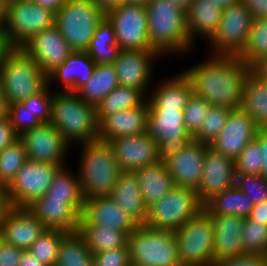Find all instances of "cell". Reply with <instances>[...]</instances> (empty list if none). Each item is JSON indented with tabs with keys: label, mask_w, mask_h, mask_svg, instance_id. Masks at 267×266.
<instances>
[{
	"label": "cell",
	"mask_w": 267,
	"mask_h": 266,
	"mask_svg": "<svg viewBox=\"0 0 267 266\" xmlns=\"http://www.w3.org/2000/svg\"><path fill=\"white\" fill-rule=\"evenodd\" d=\"M194 93L211 106L239 109L251 67L237 56L210 55L207 60L183 71Z\"/></svg>",
	"instance_id": "6da1fadb"
},
{
	"label": "cell",
	"mask_w": 267,
	"mask_h": 266,
	"mask_svg": "<svg viewBox=\"0 0 267 266\" xmlns=\"http://www.w3.org/2000/svg\"><path fill=\"white\" fill-rule=\"evenodd\" d=\"M50 123L70 146L75 142L83 144L98 139L96 108L76 92L53 91Z\"/></svg>",
	"instance_id": "7a4b0ae2"
},
{
	"label": "cell",
	"mask_w": 267,
	"mask_h": 266,
	"mask_svg": "<svg viewBox=\"0 0 267 266\" xmlns=\"http://www.w3.org/2000/svg\"><path fill=\"white\" fill-rule=\"evenodd\" d=\"M80 145L82 158L77 173L84 199L110 196L123 172L117 164L111 144L97 139Z\"/></svg>",
	"instance_id": "3957f363"
},
{
	"label": "cell",
	"mask_w": 267,
	"mask_h": 266,
	"mask_svg": "<svg viewBox=\"0 0 267 266\" xmlns=\"http://www.w3.org/2000/svg\"><path fill=\"white\" fill-rule=\"evenodd\" d=\"M151 46L160 54H184L192 44L186 27V13L169 0H151L145 7Z\"/></svg>",
	"instance_id": "277c9868"
},
{
	"label": "cell",
	"mask_w": 267,
	"mask_h": 266,
	"mask_svg": "<svg viewBox=\"0 0 267 266\" xmlns=\"http://www.w3.org/2000/svg\"><path fill=\"white\" fill-rule=\"evenodd\" d=\"M0 84L11 105L41 92L48 76L21 48H13L0 66Z\"/></svg>",
	"instance_id": "5b68a950"
},
{
	"label": "cell",
	"mask_w": 267,
	"mask_h": 266,
	"mask_svg": "<svg viewBox=\"0 0 267 266\" xmlns=\"http://www.w3.org/2000/svg\"><path fill=\"white\" fill-rule=\"evenodd\" d=\"M131 265L182 266L174 233L140 224L127 238Z\"/></svg>",
	"instance_id": "8992f818"
},
{
	"label": "cell",
	"mask_w": 267,
	"mask_h": 266,
	"mask_svg": "<svg viewBox=\"0 0 267 266\" xmlns=\"http://www.w3.org/2000/svg\"><path fill=\"white\" fill-rule=\"evenodd\" d=\"M105 12L93 0H68L56 13L55 25L74 51H86Z\"/></svg>",
	"instance_id": "52a82bcc"
},
{
	"label": "cell",
	"mask_w": 267,
	"mask_h": 266,
	"mask_svg": "<svg viewBox=\"0 0 267 266\" xmlns=\"http://www.w3.org/2000/svg\"><path fill=\"white\" fill-rule=\"evenodd\" d=\"M173 233L182 266H215L214 226L212 216L204 208Z\"/></svg>",
	"instance_id": "ba28073f"
},
{
	"label": "cell",
	"mask_w": 267,
	"mask_h": 266,
	"mask_svg": "<svg viewBox=\"0 0 267 266\" xmlns=\"http://www.w3.org/2000/svg\"><path fill=\"white\" fill-rule=\"evenodd\" d=\"M55 25V12L32 0H9L4 31L13 48H21L34 35Z\"/></svg>",
	"instance_id": "9c48e42d"
},
{
	"label": "cell",
	"mask_w": 267,
	"mask_h": 266,
	"mask_svg": "<svg viewBox=\"0 0 267 266\" xmlns=\"http://www.w3.org/2000/svg\"><path fill=\"white\" fill-rule=\"evenodd\" d=\"M203 208L195 189L175 186L148 208L144 224L156 229L175 231Z\"/></svg>",
	"instance_id": "30bf717a"
},
{
	"label": "cell",
	"mask_w": 267,
	"mask_h": 266,
	"mask_svg": "<svg viewBox=\"0 0 267 266\" xmlns=\"http://www.w3.org/2000/svg\"><path fill=\"white\" fill-rule=\"evenodd\" d=\"M62 166L27 160L17 172L14 180L5 189L13 207L27 208L44 196L56 171Z\"/></svg>",
	"instance_id": "8fae6325"
},
{
	"label": "cell",
	"mask_w": 267,
	"mask_h": 266,
	"mask_svg": "<svg viewBox=\"0 0 267 266\" xmlns=\"http://www.w3.org/2000/svg\"><path fill=\"white\" fill-rule=\"evenodd\" d=\"M115 30L119 50H155L148 35L146 8L123 3L105 13Z\"/></svg>",
	"instance_id": "7c38bea8"
},
{
	"label": "cell",
	"mask_w": 267,
	"mask_h": 266,
	"mask_svg": "<svg viewBox=\"0 0 267 266\" xmlns=\"http://www.w3.org/2000/svg\"><path fill=\"white\" fill-rule=\"evenodd\" d=\"M252 21L242 2L223 8L219 28L209 41L211 54L238 56L247 44Z\"/></svg>",
	"instance_id": "4fadbf2b"
},
{
	"label": "cell",
	"mask_w": 267,
	"mask_h": 266,
	"mask_svg": "<svg viewBox=\"0 0 267 266\" xmlns=\"http://www.w3.org/2000/svg\"><path fill=\"white\" fill-rule=\"evenodd\" d=\"M146 133L158 144L162 155L192 139L185 127L183 110L171 107H149Z\"/></svg>",
	"instance_id": "5bb4252c"
},
{
	"label": "cell",
	"mask_w": 267,
	"mask_h": 266,
	"mask_svg": "<svg viewBox=\"0 0 267 266\" xmlns=\"http://www.w3.org/2000/svg\"><path fill=\"white\" fill-rule=\"evenodd\" d=\"M206 146L191 139L184 146L163 154L162 159L175 186L197 189L202 178Z\"/></svg>",
	"instance_id": "9a60e30c"
},
{
	"label": "cell",
	"mask_w": 267,
	"mask_h": 266,
	"mask_svg": "<svg viewBox=\"0 0 267 266\" xmlns=\"http://www.w3.org/2000/svg\"><path fill=\"white\" fill-rule=\"evenodd\" d=\"M27 158L31 161L65 166L70 145L60 132L50 123H40L37 127L20 135Z\"/></svg>",
	"instance_id": "2e32d148"
},
{
	"label": "cell",
	"mask_w": 267,
	"mask_h": 266,
	"mask_svg": "<svg viewBox=\"0 0 267 266\" xmlns=\"http://www.w3.org/2000/svg\"><path fill=\"white\" fill-rule=\"evenodd\" d=\"M21 49L47 76L74 52L56 25L34 35Z\"/></svg>",
	"instance_id": "e0dca14e"
},
{
	"label": "cell",
	"mask_w": 267,
	"mask_h": 266,
	"mask_svg": "<svg viewBox=\"0 0 267 266\" xmlns=\"http://www.w3.org/2000/svg\"><path fill=\"white\" fill-rule=\"evenodd\" d=\"M122 171L135 172L159 162L163 155L158 144L147 133L123 136L109 141Z\"/></svg>",
	"instance_id": "ac0fdd59"
},
{
	"label": "cell",
	"mask_w": 267,
	"mask_h": 266,
	"mask_svg": "<svg viewBox=\"0 0 267 266\" xmlns=\"http://www.w3.org/2000/svg\"><path fill=\"white\" fill-rule=\"evenodd\" d=\"M235 160L206 146L204 168L196 189L198 200L204 206L215 195L235 186Z\"/></svg>",
	"instance_id": "d6986e66"
},
{
	"label": "cell",
	"mask_w": 267,
	"mask_h": 266,
	"mask_svg": "<svg viewBox=\"0 0 267 266\" xmlns=\"http://www.w3.org/2000/svg\"><path fill=\"white\" fill-rule=\"evenodd\" d=\"M156 50H119L113 65L120 86L140 89L145 95L153 82V60Z\"/></svg>",
	"instance_id": "ffe728a7"
},
{
	"label": "cell",
	"mask_w": 267,
	"mask_h": 266,
	"mask_svg": "<svg viewBox=\"0 0 267 266\" xmlns=\"http://www.w3.org/2000/svg\"><path fill=\"white\" fill-rule=\"evenodd\" d=\"M260 129L244 110L232 109L224 128L209 147L235 160L242 150L255 139Z\"/></svg>",
	"instance_id": "44dd1931"
},
{
	"label": "cell",
	"mask_w": 267,
	"mask_h": 266,
	"mask_svg": "<svg viewBox=\"0 0 267 266\" xmlns=\"http://www.w3.org/2000/svg\"><path fill=\"white\" fill-rule=\"evenodd\" d=\"M79 225H100L129 236L140 225L110 196L93 197L84 201Z\"/></svg>",
	"instance_id": "7402d4cb"
},
{
	"label": "cell",
	"mask_w": 267,
	"mask_h": 266,
	"mask_svg": "<svg viewBox=\"0 0 267 266\" xmlns=\"http://www.w3.org/2000/svg\"><path fill=\"white\" fill-rule=\"evenodd\" d=\"M214 226L213 263L244 255L242 229L245 218L235 215H211Z\"/></svg>",
	"instance_id": "603a6c76"
},
{
	"label": "cell",
	"mask_w": 267,
	"mask_h": 266,
	"mask_svg": "<svg viewBox=\"0 0 267 266\" xmlns=\"http://www.w3.org/2000/svg\"><path fill=\"white\" fill-rule=\"evenodd\" d=\"M149 112L147 100L139 107L128 108L105 117L99 123L98 140L112 139L146 133Z\"/></svg>",
	"instance_id": "cb8c5ba5"
},
{
	"label": "cell",
	"mask_w": 267,
	"mask_h": 266,
	"mask_svg": "<svg viewBox=\"0 0 267 266\" xmlns=\"http://www.w3.org/2000/svg\"><path fill=\"white\" fill-rule=\"evenodd\" d=\"M45 229L27 208L13 207L6 216L1 235L6 244L28 250Z\"/></svg>",
	"instance_id": "d4e9b609"
},
{
	"label": "cell",
	"mask_w": 267,
	"mask_h": 266,
	"mask_svg": "<svg viewBox=\"0 0 267 266\" xmlns=\"http://www.w3.org/2000/svg\"><path fill=\"white\" fill-rule=\"evenodd\" d=\"M27 209L46 229H58L67 233L78 231L80 216L65 202V199L49 198L45 194Z\"/></svg>",
	"instance_id": "484cf974"
},
{
	"label": "cell",
	"mask_w": 267,
	"mask_h": 266,
	"mask_svg": "<svg viewBox=\"0 0 267 266\" xmlns=\"http://www.w3.org/2000/svg\"><path fill=\"white\" fill-rule=\"evenodd\" d=\"M222 11L223 8L213 0H193L186 12V27L192 45L197 40L196 35L207 41L213 38L219 28Z\"/></svg>",
	"instance_id": "4316f807"
},
{
	"label": "cell",
	"mask_w": 267,
	"mask_h": 266,
	"mask_svg": "<svg viewBox=\"0 0 267 266\" xmlns=\"http://www.w3.org/2000/svg\"><path fill=\"white\" fill-rule=\"evenodd\" d=\"M96 63L86 51H74L59 67L48 75V84L54 80L62 84L61 91L76 92L91 77Z\"/></svg>",
	"instance_id": "83f0119b"
},
{
	"label": "cell",
	"mask_w": 267,
	"mask_h": 266,
	"mask_svg": "<svg viewBox=\"0 0 267 266\" xmlns=\"http://www.w3.org/2000/svg\"><path fill=\"white\" fill-rule=\"evenodd\" d=\"M110 198L139 224L145 223L148 209L145 206L135 172L123 171L120 174L113 186Z\"/></svg>",
	"instance_id": "f1b7e54d"
},
{
	"label": "cell",
	"mask_w": 267,
	"mask_h": 266,
	"mask_svg": "<svg viewBox=\"0 0 267 266\" xmlns=\"http://www.w3.org/2000/svg\"><path fill=\"white\" fill-rule=\"evenodd\" d=\"M169 78V79H168ZM162 79L152 93H147L148 107H171L183 110L193 95V86L189 78L181 72L176 76Z\"/></svg>",
	"instance_id": "f546056e"
},
{
	"label": "cell",
	"mask_w": 267,
	"mask_h": 266,
	"mask_svg": "<svg viewBox=\"0 0 267 266\" xmlns=\"http://www.w3.org/2000/svg\"><path fill=\"white\" fill-rule=\"evenodd\" d=\"M147 209L175 187L163 159L135 171Z\"/></svg>",
	"instance_id": "4dcf8cb0"
},
{
	"label": "cell",
	"mask_w": 267,
	"mask_h": 266,
	"mask_svg": "<svg viewBox=\"0 0 267 266\" xmlns=\"http://www.w3.org/2000/svg\"><path fill=\"white\" fill-rule=\"evenodd\" d=\"M240 108L263 129L267 125V81L250 72L244 83Z\"/></svg>",
	"instance_id": "1f68e13d"
},
{
	"label": "cell",
	"mask_w": 267,
	"mask_h": 266,
	"mask_svg": "<svg viewBox=\"0 0 267 266\" xmlns=\"http://www.w3.org/2000/svg\"><path fill=\"white\" fill-rule=\"evenodd\" d=\"M119 82L113 64H96L87 83L76 93L88 104L97 106L103 98L111 93Z\"/></svg>",
	"instance_id": "d6a6232c"
},
{
	"label": "cell",
	"mask_w": 267,
	"mask_h": 266,
	"mask_svg": "<svg viewBox=\"0 0 267 266\" xmlns=\"http://www.w3.org/2000/svg\"><path fill=\"white\" fill-rule=\"evenodd\" d=\"M69 170L65 165L56 171L46 195L49 198L65 199V202L80 216L85 199L78 174Z\"/></svg>",
	"instance_id": "836d02e7"
},
{
	"label": "cell",
	"mask_w": 267,
	"mask_h": 266,
	"mask_svg": "<svg viewBox=\"0 0 267 266\" xmlns=\"http://www.w3.org/2000/svg\"><path fill=\"white\" fill-rule=\"evenodd\" d=\"M253 208V202L238 187L215 195L205 205L204 209L210 215H235L247 218Z\"/></svg>",
	"instance_id": "e575fe53"
},
{
	"label": "cell",
	"mask_w": 267,
	"mask_h": 266,
	"mask_svg": "<svg viewBox=\"0 0 267 266\" xmlns=\"http://www.w3.org/2000/svg\"><path fill=\"white\" fill-rule=\"evenodd\" d=\"M145 96L146 95L140 89L120 85L117 86L95 106L98 123L105 117L119 111L141 106L147 100Z\"/></svg>",
	"instance_id": "d590c367"
},
{
	"label": "cell",
	"mask_w": 267,
	"mask_h": 266,
	"mask_svg": "<svg viewBox=\"0 0 267 266\" xmlns=\"http://www.w3.org/2000/svg\"><path fill=\"white\" fill-rule=\"evenodd\" d=\"M86 52L96 64L108 65L116 60L119 48L115 30L106 17L97 25Z\"/></svg>",
	"instance_id": "8d00e7d4"
},
{
	"label": "cell",
	"mask_w": 267,
	"mask_h": 266,
	"mask_svg": "<svg viewBox=\"0 0 267 266\" xmlns=\"http://www.w3.org/2000/svg\"><path fill=\"white\" fill-rule=\"evenodd\" d=\"M55 266H94L93 253L78 231L61 240Z\"/></svg>",
	"instance_id": "74e56055"
},
{
	"label": "cell",
	"mask_w": 267,
	"mask_h": 266,
	"mask_svg": "<svg viewBox=\"0 0 267 266\" xmlns=\"http://www.w3.org/2000/svg\"><path fill=\"white\" fill-rule=\"evenodd\" d=\"M78 232L84 237L92 253L123 247L128 238L123 232L100 225H79Z\"/></svg>",
	"instance_id": "f35d334b"
},
{
	"label": "cell",
	"mask_w": 267,
	"mask_h": 266,
	"mask_svg": "<svg viewBox=\"0 0 267 266\" xmlns=\"http://www.w3.org/2000/svg\"><path fill=\"white\" fill-rule=\"evenodd\" d=\"M267 56V19L253 20L244 50L237 56L252 67Z\"/></svg>",
	"instance_id": "ab89813d"
},
{
	"label": "cell",
	"mask_w": 267,
	"mask_h": 266,
	"mask_svg": "<svg viewBox=\"0 0 267 266\" xmlns=\"http://www.w3.org/2000/svg\"><path fill=\"white\" fill-rule=\"evenodd\" d=\"M27 160L25 147L20 138L0 151V185L4 189L11 184Z\"/></svg>",
	"instance_id": "60d3db41"
},
{
	"label": "cell",
	"mask_w": 267,
	"mask_h": 266,
	"mask_svg": "<svg viewBox=\"0 0 267 266\" xmlns=\"http://www.w3.org/2000/svg\"><path fill=\"white\" fill-rule=\"evenodd\" d=\"M67 234L58 229H45L28 250L43 264L55 266L59 245Z\"/></svg>",
	"instance_id": "b9f144b4"
},
{
	"label": "cell",
	"mask_w": 267,
	"mask_h": 266,
	"mask_svg": "<svg viewBox=\"0 0 267 266\" xmlns=\"http://www.w3.org/2000/svg\"><path fill=\"white\" fill-rule=\"evenodd\" d=\"M242 232L244 255L267 256V225L247 217Z\"/></svg>",
	"instance_id": "7bdbcfd3"
},
{
	"label": "cell",
	"mask_w": 267,
	"mask_h": 266,
	"mask_svg": "<svg viewBox=\"0 0 267 266\" xmlns=\"http://www.w3.org/2000/svg\"><path fill=\"white\" fill-rule=\"evenodd\" d=\"M231 110L226 107L210 106L207 117L203 119L201 127L192 139L210 145L224 128Z\"/></svg>",
	"instance_id": "ee69618b"
},
{
	"label": "cell",
	"mask_w": 267,
	"mask_h": 266,
	"mask_svg": "<svg viewBox=\"0 0 267 266\" xmlns=\"http://www.w3.org/2000/svg\"><path fill=\"white\" fill-rule=\"evenodd\" d=\"M210 104L195 93L190 97L183 109L184 122L187 132L193 137L201 127L202 121L207 117Z\"/></svg>",
	"instance_id": "f6af8a7d"
},
{
	"label": "cell",
	"mask_w": 267,
	"mask_h": 266,
	"mask_svg": "<svg viewBox=\"0 0 267 266\" xmlns=\"http://www.w3.org/2000/svg\"><path fill=\"white\" fill-rule=\"evenodd\" d=\"M235 186L248 196L253 205L267 201V179L262 175H236Z\"/></svg>",
	"instance_id": "bcb514c9"
},
{
	"label": "cell",
	"mask_w": 267,
	"mask_h": 266,
	"mask_svg": "<svg viewBox=\"0 0 267 266\" xmlns=\"http://www.w3.org/2000/svg\"><path fill=\"white\" fill-rule=\"evenodd\" d=\"M49 89L50 86L48 84L41 92L22 101L25 108L28 109L41 123L50 122L51 119L53 92Z\"/></svg>",
	"instance_id": "7dc6e473"
},
{
	"label": "cell",
	"mask_w": 267,
	"mask_h": 266,
	"mask_svg": "<svg viewBox=\"0 0 267 266\" xmlns=\"http://www.w3.org/2000/svg\"><path fill=\"white\" fill-rule=\"evenodd\" d=\"M260 145L252 140L235 159L236 175L249 174L261 175V165H259Z\"/></svg>",
	"instance_id": "c3c4849f"
},
{
	"label": "cell",
	"mask_w": 267,
	"mask_h": 266,
	"mask_svg": "<svg viewBox=\"0 0 267 266\" xmlns=\"http://www.w3.org/2000/svg\"><path fill=\"white\" fill-rule=\"evenodd\" d=\"M9 119L16 132L21 135L23 132L37 127L41 122L25 108L23 102H16L10 105Z\"/></svg>",
	"instance_id": "681fc988"
},
{
	"label": "cell",
	"mask_w": 267,
	"mask_h": 266,
	"mask_svg": "<svg viewBox=\"0 0 267 266\" xmlns=\"http://www.w3.org/2000/svg\"><path fill=\"white\" fill-rule=\"evenodd\" d=\"M94 266H130V254L128 244L123 247L93 253Z\"/></svg>",
	"instance_id": "f907efd6"
},
{
	"label": "cell",
	"mask_w": 267,
	"mask_h": 266,
	"mask_svg": "<svg viewBox=\"0 0 267 266\" xmlns=\"http://www.w3.org/2000/svg\"><path fill=\"white\" fill-rule=\"evenodd\" d=\"M215 266H267V256L245 254L219 261Z\"/></svg>",
	"instance_id": "816d5d0a"
},
{
	"label": "cell",
	"mask_w": 267,
	"mask_h": 266,
	"mask_svg": "<svg viewBox=\"0 0 267 266\" xmlns=\"http://www.w3.org/2000/svg\"><path fill=\"white\" fill-rule=\"evenodd\" d=\"M23 249L6 244H0V266H19Z\"/></svg>",
	"instance_id": "f5cc1de1"
},
{
	"label": "cell",
	"mask_w": 267,
	"mask_h": 266,
	"mask_svg": "<svg viewBox=\"0 0 267 266\" xmlns=\"http://www.w3.org/2000/svg\"><path fill=\"white\" fill-rule=\"evenodd\" d=\"M20 138L9 118L0 121V151Z\"/></svg>",
	"instance_id": "db71d44e"
},
{
	"label": "cell",
	"mask_w": 267,
	"mask_h": 266,
	"mask_svg": "<svg viewBox=\"0 0 267 266\" xmlns=\"http://www.w3.org/2000/svg\"><path fill=\"white\" fill-rule=\"evenodd\" d=\"M252 19H267V0H241Z\"/></svg>",
	"instance_id": "11a10c76"
},
{
	"label": "cell",
	"mask_w": 267,
	"mask_h": 266,
	"mask_svg": "<svg viewBox=\"0 0 267 266\" xmlns=\"http://www.w3.org/2000/svg\"><path fill=\"white\" fill-rule=\"evenodd\" d=\"M260 145L259 165H261V175L267 179V133L260 129L255 137Z\"/></svg>",
	"instance_id": "9f6ffc18"
},
{
	"label": "cell",
	"mask_w": 267,
	"mask_h": 266,
	"mask_svg": "<svg viewBox=\"0 0 267 266\" xmlns=\"http://www.w3.org/2000/svg\"><path fill=\"white\" fill-rule=\"evenodd\" d=\"M248 218L250 220H254L264 225H267V201L253 205V208Z\"/></svg>",
	"instance_id": "6f0895ef"
},
{
	"label": "cell",
	"mask_w": 267,
	"mask_h": 266,
	"mask_svg": "<svg viewBox=\"0 0 267 266\" xmlns=\"http://www.w3.org/2000/svg\"><path fill=\"white\" fill-rule=\"evenodd\" d=\"M19 266H48L43 264L41 260L33 255L29 250H23Z\"/></svg>",
	"instance_id": "680465c9"
},
{
	"label": "cell",
	"mask_w": 267,
	"mask_h": 266,
	"mask_svg": "<svg viewBox=\"0 0 267 266\" xmlns=\"http://www.w3.org/2000/svg\"><path fill=\"white\" fill-rule=\"evenodd\" d=\"M251 72L263 81H267V56L258 60L251 67Z\"/></svg>",
	"instance_id": "91938a15"
},
{
	"label": "cell",
	"mask_w": 267,
	"mask_h": 266,
	"mask_svg": "<svg viewBox=\"0 0 267 266\" xmlns=\"http://www.w3.org/2000/svg\"><path fill=\"white\" fill-rule=\"evenodd\" d=\"M12 49L13 47L10 45L4 29H0V66L4 62V59L7 56V54Z\"/></svg>",
	"instance_id": "94428289"
},
{
	"label": "cell",
	"mask_w": 267,
	"mask_h": 266,
	"mask_svg": "<svg viewBox=\"0 0 267 266\" xmlns=\"http://www.w3.org/2000/svg\"><path fill=\"white\" fill-rule=\"evenodd\" d=\"M13 208V206L11 205L10 200L8 199L7 195L4 194L1 198H0V232L1 229L4 225L6 216L8 214V212Z\"/></svg>",
	"instance_id": "6125c7cd"
},
{
	"label": "cell",
	"mask_w": 267,
	"mask_h": 266,
	"mask_svg": "<svg viewBox=\"0 0 267 266\" xmlns=\"http://www.w3.org/2000/svg\"><path fill=\"white\" fill-rule=\"evenodd\" d=\"M32 1L56 13L68 0H32Z\"/></svg>",
	"instance_id": "be15d7a7"
},
{
	"label": "cell",
	"mask_w": 267,
	"mask_h": 266,
	"mask_svg": "<svg viewBox=\"0 0 267 266\" xmlns=\"http://www.w3.org/2000/svg\"><path fill=\"white\" fill-rule=\"evenodd\" d=\"M10 104L0 84V121L9 118Z\"/></svg>",
	"instance_id": "e7e4bbea"
},
{
	"label": "cell",
	"mask_w": 267,
	"mask_h": 266,
	"mask_svg": "<svg viewBox=\"0 0 267 266\" xmlns=\"http://www.w3.org/2000/svg\"><path fill=\"white\" fill-rule=\"evenodd\" d=\"M105 13L125 3V0H93Z\"/></svg>",
	"instance_id": "03108f58"
},
{
	"label": "cell",
	"mask_w": 267,
	"mask_h": 266,
	"mask_svg": "<svg viewBox=\"0 0 267 266\" xmlns=\"http://www.w3.org/2000/svg\"><path fill=\"white\" fill-rule=\"evenodd\" d=\"M9 0H0V29H3Z\"/></svg>",
	"instance_id": "003e7915"
},
{
	"label": "cell",
	"mask_w": 267,
	"mask_h": 266,
	"mask_svg": "<svg viewBox=\"0 0 267 266\" xmlns=\"http://www.w3.org/2000/svg\"><path fill=\"white\" fill-rule=\"evenodd\" d=\"M171 3L176 5L178 8L183 10L185 13L189 10L193 0H169Z\"/></svg>",
	"instance_id": "a7ac6f4b"
},
{
	"label": "cell",
	"mask_w": 267,
	"mask_h": 266,
	"mask_svg": "<svg viewBox=\"0 0 267 266\" xmlns=\"http://www.w3.org/2000/svg\"><path fill=\"white\" fill-rule=\"evenodd\" d=\"M213 1L222 8L241 2V0H213Z\"/></svg>",
	"instance_id": "89a4df30"
},
{
	"label": "cell",
	"mask_w": 267,
	"mask_h": 266,
	"mask_svg": "<svg viewBox=\"0 0 267 266\" xmlns=\"http://www.w3.org/2000/svg\"><path fill=\"white\" fill-rule=\"evenodd\" d=\"M151 0H125V3L130 4V5H139L146 7Z\"/></svg>",
	"instance_id": "2644e50d"
},
{
	"label": "cell",
	"mask_w": 267,
	"mask_h": 266,
	"mask_svg": "<svg viewBox=\"0 0 267 266\" xmlns=\"http://www.w3.org/2000/svg\"><path fill=\"white\" fill-rule=\"evenodd\" d=\"M5 194V189L0 185V198Z\"/></svg>",
	"instance_id": "8c879c8a"
},
{
	"label": "cell",
	"mask_w": 267,
	"mask_h": 266,
	"mask_svg": "<svg viewBox=\"0 0 267 266\" xmlns=\"http://www.w3.org/2000/svg\"><path fill=\"white\" fill-rule=\"evenodd\" d=\"M3 242L2 240V235H1V232H0V244Z\"/></svg>",
	"instance_id": "753ad0ef"
},
{
	"label": "cell",
	"mask_w": 267,
	"mask_h": 266,
	"mask_svg": "<svg viewBox=\"0 0 267 266\" xmlns=\"http://www.w3.org/2000/svg\"><path fill=\"white\" fill-rule=\"evenodd\" d=\"M263 130L267 133V125L263 128Z\"/></svg>",
	"instance_id": "34e18365"
}]
</instances>
